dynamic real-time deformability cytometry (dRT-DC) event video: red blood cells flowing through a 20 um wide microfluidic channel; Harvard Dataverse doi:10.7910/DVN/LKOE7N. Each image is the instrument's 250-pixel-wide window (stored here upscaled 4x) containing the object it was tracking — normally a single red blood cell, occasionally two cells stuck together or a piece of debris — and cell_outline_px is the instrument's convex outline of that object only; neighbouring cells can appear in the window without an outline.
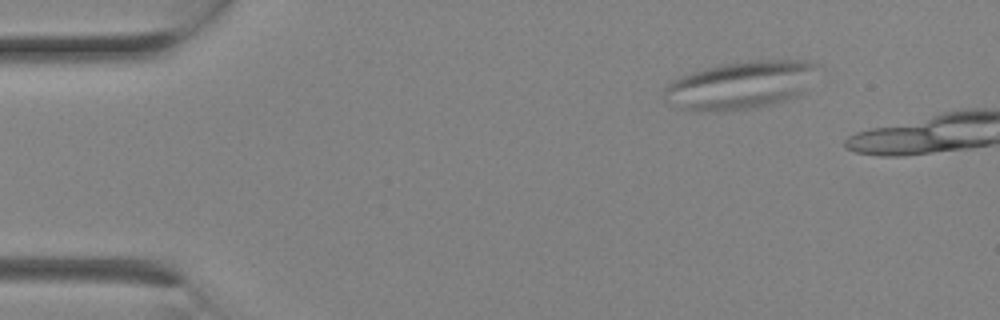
{"species": "Egyptian fruit bat (a non-hibernating species)", "species_latin": "Rousettus aegyptiacus", "temperature_condition": "room temperature", "stored_images_in_passage": 2, "camera_frame_rate_fps": 3000, "um_per_image_px": 0.085, "animal": {"sex": "female"}, "frame": {"image": 1, "passage_image": 1, "time_ms": 0.0, "image_size_px": [1000, 320], "cell_outline_px": [[824, 68], [804, 92], [800, 96], [788, 100], [756, 108], [716, 112], [684, 108], [664, 100], [664, 88], [672, 80], [680, 76], [704, 68], [724, 64], [756, 60], [808, 60], [824, 64]], "centroid_in_image_um": [63.1, 7.21], "position_along_channel_um": 21.9, "area_um2": 43.64}}